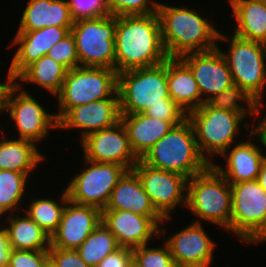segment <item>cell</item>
Instances as JSON below:
<instances>
[{
    "label": "cell",
    "mask_w": 266,
    "mask_h": 267,
    "mask_svg": "<svg viewBox=\"0 0 266 267\" xmlns=\"http://www.w3.org/2000/svg\"><path fill=\"white\" fill-rule=\"evenodd\" d=\"M230 233L242 244L266 242V191L257 180L230 184ZM254 244V245H253Z\"/></svg>",
    "instance_id": "9c48e42d"
},
{
    "label": "cell",
    "mask_w": 266,
    "mask_h": 267,
    "mask_svg": "<svg viewBox=\"0 0 266 267\" xmlns=\"http://www.w3.org/2000/svg\"><path fill=\"white\" fill-rule=\"evenodd\" d=\"M21 10L17 31H34L49 26L72 27L74 20L66 0H28Z\"/></svg>",
    "instance_id": "603a6c76"
},
{
    "label": "cell",
    "mask_w": 266,
    "mask_h": 267,
    "mask_svg": "<svg viewBox=\"0 0 266 267\" xmlns=\"http://www.w3.org/2000/svg\"><path fill=\"white\" fill-rule=\"evenodd\" d=\"M189 7L160 2L157 9L162 43L168 58L211 51L219 45L220 29L214 26L213 18H204L198 10Z\"/></svg>",
    "instance_id": "7a4b0ae2"
},
{
    "label": "cell",
    "mask_w": 266,
    "mask_h": 267,
    "mask_svg": "<svg viewBox=\"0 0 266 267\" xmlns=\"http://www.w3.org/2000/svg\"><path fill=\"white\" fill-rule=\"evenodd\" d=\"M119 248L114 234L101 222L76 250L88 266L96 267L105 257Z\"/></svg>",
    "instance_id": "1f68e13d"
},
{
    "label": "cell",
    "mask_w": 266,
    "mask_h": 267,
    "mask_svg": "<svg viewBox=\"0 0 266 267\" xmlns=\"http://www.w3.org/2000/svg\"><path fill=\"white\" fill-rule=\"evenodd\" d=\"M207 103L216 109L239 113L246 120V117L249 118V116L254 120L260 106L249 93L237 84H232L230 87L223 89L209 99Z\"/></svg>",
    "instance_id": "d6a6232c"
},
{
    "label": "cell",
    "mask_w": 266,
    "mask_h": 267,
    "mask_svg": "<svg viewBox=\"0 0 266 267\" xmlns=\"http://www.w3.org/2000/svg\"><path fill=\"white\" fill-rule=\"evenodd\" d=\"M234 29L232 34L266 44V3L261 0H227ZM235 21V22H234Z\"/></svg>",
    "instance_id": "cb8c5ba5"
},
{
    "label": "cell",
    "mask_w": 266,
    "mask_h": 267,
    "mask_svg": "<svg viewBox=\"0 0 266 267\" xmlns=\"http://www.w3.org/2000/svg\"><path fill=\"white\" fill-rule=\"evenodd\" d=\"M151 243L132 249L134 267H177L167 243L152 247Z\"/></svg>",
    "instance_id": "836d02e7"
},
{
    "label": "cell",
    "mask_w": 266,
    "mask_h": 267,
    "mask_svg": "<svg viewBox=\"0 0 266 267\" xmlns=\"http://www.w3.org/2000/svg\"><path fill=\"white\" fill-rule=\"evenodd\" d=\"M67 69L48 55H44L30 64L15 80L18 85H37L48 91L55 100L67 74Z\"/></svg>",
    "instance_id": "f1b7e54d"
},
{
    "label": "cell",
    "mask_w": 266,
    "mask_h": 267,
    "mask_svg": "<svg viewBox=\"0 0 266 267\" xmlns=\"http://www.w3.org/2000/svg\"><path fill=\"white\" fill-rule=\"evenodd\" d=\"M101 222L100 209L68 200L60 224L51 235V247L77 249Z\"/></svg>",
    "instance_id": "ffe728a7"
},
{
    "label": "cell",
    "mask_w": 266,
    "mask_h": 267,
    "mask_svg": "<svg viewBox=\"0 0 266 267\" xmlns=\"http://www.w3.org/2000/svg\"><path fill=\"white\" fill-rule=\"evenodd\" d=\"M82 166L80 172L74 173L75 175L66 183L67 186H64L68 199L102 211L109 201L111 192L128 169L119 164L94 162L85 158Z\"/></svg>",
    "instance_id": "7c38bea8"
},
{
    "label": "cell",
    "mask_w": 266,
    "mask_h": 267,
    "mask_svg": "<svg viewBox=\"0 0 266 267\" xmlns=\"http://www.w3.org/2000/svg\"><path fill=\"white\" fill-rule=\"evenodd\" d=\"M219 41L228 43L226 50L221 45L217 48L227 61L233 83L242 87L259 105L265 104L266 44L241 39L231 31L226 34L220 31Z\"/></svg>",
    "instance_id": "8992f818"
},
{
    "label": "cell",
    "mask_w": 266,
    "mask_h": 267,
    "mask_svg": "<svg viewBox=\"0 0 266 267\" xmlns=\"http://www.w3.org/2000/svg\"><path fill=\"white\" fill-rule=\"evenodd\" d=\"M188 120L193 125L198 150L209 164L215 162V156L242 141L241 131L251 132L254 125L239 113L213 108L207 102L190 111Z\"/></svg>",
    "instance_id": "3957f363"
},
{
    "label": "cell",
    "mask_w": 266,
    "mask_h": 267,
    "mask_svg": "<svg viewBox=\"0 0 266 267\" xmlns=\"http://www.w3.org/2000/svg\"><path fill=\"white\" fill-rule=\"evenodd\" d=\"M104 210H130L141 216L163 217L133 170H128L118 181Z\"/></svg>",
    "instance_id": "7402d4cb"
},
{
    "label": "cell",
    "mask_w": 266,
    "mask_h": 267,
    "mask_svg": "<svg viewBox=\"0 0 266 267\" xmlns=\"http://www.w3.org/2000/svg\"><path fill=\"white\" fill-rule=\"evenodd\" d=\"M0 131H2L0 132V170L25 173L31 178V174L36 171L40 163L48 161L49 157L40 152V146L28 140L8 138L7 131L1 129Z\"/></svg>",
    "instance_id": "d4e9b609"
},
{
    "label": "cell",
    "mask_w": 266,
    "mask_h": 267,
    "mask_svg": "<svg viewBox=\"0 0 266 267\" xmlns=\"http://www.w3.org/2000/svg\"><path fill=\"white\" fill-rule=\"evenodd\" d=\"M120 121L119 93L117 91L111 98L71 108L58 121V130H79L78 141H81L88 134L113 127Z\"/></svg>",
    "instance_id": "d6986e66"
},
{
    "label": "cell",
    "mask_w": 266,
    "mask_h": 267,
    "mask_svg": "<svg viewBox=\"0 0 266 267\" xmlns=\"http://www.w3.org/2000/svg\"><path fill=\"white\" fill-rule=\"evenodd\" d=\"M265 108H266L265 104L260 105L254 121L253 120H250V121L254 123L253 131L260 137L263 148L266 149V109ZM260 112H263V113H260ZM255 120H257L256 125H255ZM264 151H265L264 153L266 157V150Z\"/></svg>",
    "instance_id": "b9f144b4"
},
{
    "label": "cell",
    "mask_w": 266,
    "mask_h": 267,
    "mask_svg": "<svg viewBox=\"0 0 266 267\" xmlns=\"http://www.w3.org/2000/svg\"><path fill=\"white\" fill-rule=\"evenodd\" d=\"M79 143L83 150L82 159L89 161L119 164L132 170L139 160L130 146L122 121L113 127L88 134Z\"/></svg>",
    "instance_id": "9a60e30c"
},
{
    "label": "cell",
    "mask_w": 266,
    "mask_h": 267,
    "mask_svg": "<svg viewBox=\"0 0 266 267\" xmlns=\"http://www.w3.org/2000/svg\"><path fill=\"white\" fill-rule=\"evenodd\" d=\"M145 115L163 121H170L175 126L188 119V114L172 98L166 99V103H157L148 108Z\"/></svg>",
    "instance_id": "74e56055"
},
{
    "label": "cell",
    "mask_w": 266,
    "mask_h": 267,
    "mask_svg": "<svg viewBox=\"0 0 266 267\" xmlns=\"http://www.w3.org/2000/svg\"><path fill=\"white\" fill-rule=\"evenodd\" d=\"M5 80L6 81L2 80L3 82L0 80V114L1 115L4 114V97H5L6 90L13 81L8 73L6 74ZM1 115H0V118L2 117Z\"/></svg>",
    "instance_id": "ee69618b"
},
{
    "label": "cell",
    "mask_w": 266,
    "mask_h": 267,
    "mask_svg": "<svg viewBox=\"0 0 266 267\" xmlns=\"http://www.w3.org/2000/svg\"><path fill=\"white\" fill-rule=\"evenodd\" d=\"M74 21L110 16L108 0H66Z\"/></svg>",
    "instance_id": "d590c367"
},
{
    "label": "cell",
    "mask_w": 266,
    "mask_h": 267,
    "mask_svg": "<svg viewBox=\"0 0 266 267\" xmlns=\"http://www.w3.org/2000/svg\"><path fill=\"white\" fill-rule=\"evenodd\" d=\"M257 181L259 182L260 186L266 191V157L262 162Z\"/></svg>",
    "instance_id": "f6af8a7d"
},
{
    "label": "cell",
    "mask_w": 266,
    "mask_h": 267,
    "mask_svg": "<svg viewBox=\"0 0 266 267\" xmlns=\"http://www.w3.org/2000/svg\"><path fill=\"white\" fill-rule=\"evenodd\" d=\"M117 88L115 69L79 66L67 71L62 89L55 97L58 103L55 112L57 121L75 106L111 98Z\"/></svg>",
    "instance_id": "30bf717a"
},
{
    "label": "cell",
    "mask_w": 266,
    "mask_h": 267,
    "mask_svg": "<svg viewBox=\"0 0 266 267\" xmlns=\"http://www.w3.org/2000/svg\"><path fill=\"white\" fill-rule=\"evenodd\" d=\"M72 27L49 26L34 31H16L8 48L15 49L7 73L14 81L30 64L47 55L50 48L70 33ZM12 46V47H11Z\"/></svg>",
    "instance_id": "e0dca14e"
},
{
    "label": "cell",
    "mask_w": 266,
    "mask_h": 267,
    "mask_svg": "<svg viewBox=\"0 0 266 267\" xmlns=\"http://www.w3.org/2000/svg\"><path fill=\"white\" fill-rule=\"evenodd\" d=\"M116 16L80 19L70 30L79 65L115 69Z\"/></svg>",
    "instance_id": "8fae6325"
},
{
    "label": "cell",
    "mask_w": 266,
    "mask_h": 267,
    "mask_svg": "<svg viewBox=\"0 0 266 267\" xmlns=\"http://www.w3.org/2000/svg\"><path fill=\"white\" fill-rule=\"evenodd\" d=\"M11 250L8 235L0 225V267H6L8 265Z\"/></svg>",
    "instance_id": "7bdbcfd3"
},
{
    "label": "cell",
    "mask_w": 266,
    "mask_h": 267,
    "mask_svg": "<svg viewBox=\"0 0 266 267\" xmlns=\"http://www.w3.org/2000/svg\"><path fill=\"white\" fill-rule=\"evenodd\" d=\"M164 217H147L130 210H102V223L114 234L120 247L134 249L155 243ZM155 237V238H154Z\"/></svg>",
    "instance_id": "2e32d148"
},
{
    "label": "cell",
    "mask_w": 266,
    "mask_h": 267,
    "mask_svg": "<svg viewBox=\"0 0 266 267\" xmlns=\"http://www.w3.org/2000/svg\"><path fill=\"white\" fill-rule=\"evenodd\" d=\"M29 91L25 85L12 81L5 93L3 115L10 117L9 122L14 123L12 127L18 132L11 137L28 140L38 146L43 140L47 141L51 130H58V121L55 112L50 113L44 103H40Z\"/></svg>",
    "instance_id": "52a82bcc"
},
{
    "label": "cell",
    "mask_w": 266,
    "mask_h": 267,
    "mask_svg": "<svg viewBox=\"0 0 266 267\" xmlns=\"http://www.w3.org/2000/svg\"><path fill=\"white\" fill-rule=\"evenodd\" d=\"M244 135L245 141L233 144L220 156L224 159L222 165L212 164L230 184L257 180L265 158L260 137L253 130Z\"/></svg>",
    "instance_id": "ac0fdd59"
},
{
    "label": "cell",
    "mask_w": 266,
    "mask_h": 267,
    "mask_svg": "<svg viewBox=\"0 0 266 267\" xmlns=\"http://www.w3.org/2000/svg\"><path fill=\"white\" fill-rule=\"evenodd\" d=\"M96 267H133L132 249L120 247L105 257Z\"/></svg>",
    "instance_id": "60d3db41"
},
{
    "label": "cell",
    "mask_w": 266,
    "mask_h": 267,
    "mask_svg": "<svg viewBox=\"0 0 266 267\" xmlns=\"http://www.w3.org/2000/svg\"><path fill=\"white\" fill-rule=\"evenodd\" d=\"M49 261L56 267H90L79 256L76 249H48Z\"/></svg>",
    "instance_id": "ab89813d"
},
{
    "label": "cell",
    "mask_w": 266,
    "mask_h": 267,
    "mask_svg": "<svg viewBox=\"0 0 266 267\" xmlns=\"http://www.w3.org/2000/svg\"><path fill=\"white\" fill-rule=\"evenodd\" d=\"M3 217L5 218L3 219ZM3 217H1V226L8 235L11 249L48 250L50 248V235L33 221L25 211Z\"/></svg>",
    "instance_id": "484cf974"
},
{
    "label": "cell",
    "mask_w": 266,
    "mask_h": 267,
    "mask_svg": "<svg viewBox=\"0 0 266 267\" xmlns=\"http://www.w3.org/2000/svg\"><path fill=\"white\" fill-rule=\"evenodd\" d=\"M45 267H56V266L49 261Z\"/></svg>",
    "instance_id": "bcb514c9"
},
{
    "label": "cell",
    "mask_w": 266,
    "mask_h": 267,
    "mask_svg": "<svg viewBox=\"0 0 266 267\" xmlns=\"http://www.w3.org/2000/svg\"><path fill=\"white\" fill-rule=\"evenodd\" d=\"M186 208L193 214V222L215 224L230 233L232 189L212 164L188 179Z\"/></svg>",
    "instance_id": "277c9868"
},
{
    "label": "cell",
    "mask_w": 266,
    "mask_h": 267,
    "mask_svg": "<svg viewBox=\"0 0 266 267\" xmlns=\"http://www.w3.org/2000/svg\"><path fill=\"white\" fill-rule=\"evenodd\" d=\"M132 170L139 177L154 207L164 218L174 217L173 214L178 206L186 209L187 177L176 172L154 168L141 159Z\"/></svg>",
    "instance_id": "4fadbf2b"
},
{
    "label": "cell",
    "mask_w": 266,
    "mask_h": 267,
    "mask_svg": "<svg viewBox=\"0 0 266 267\" xmlns=\"http://www.w3.org/2000/svg\"><path fill=\"white\" fill-rule=\"evenodd\" d=\"M180 59L192 71L204 103L234 84L227 61L218 48L188 53Z\"/></svg>",
    "instance_id": "44dd1931"
},
{
    "label": "cell",
    "mask_w": 266,
    "mask_h": 267,
    "mask_svg": "<svg viewBox=\"0 0 266 267\" xmlns=\"http://www.w3.org/2000/svg\"><path fill=\"white\" fill-rule=\"evenodd\" d=\"M47 55L63 65L68 71L80 66L75 39L71 32L54 44Z\"/></svg>",
    "instance_id": "8d00e7d4"
},
{
    "label": "cell",
    "mask_w": 266,
    "mask_h": 267,
    "mask_svg": "<svg viewBox=\"0 0 266 267\" xmlns=\"http://www.w3.org/2000/svg\"><path fill=\"white\" fill-rule=\"evenodd\" d=\"M173 217H167L160 225V237L164 240L177 267H211L214 261L216 242L210 238L203 223L191 222L171 236H166L168 230L165 224ZM203 224V225H202ZM204 226V227H203ZM162 237V238H161ZM163 237H167L164 239Z\"/></svg>",
    "instance_id": "5bb4252c"
},
{
    "label": "cell",
    "mask_w": 266,
    "mask_h": 267,
    "mask_svg": "<svg viewBox=\"0 0 266 267\" xmlns=\"http://www.w3.org/2000/svg\"><path fill=\"white\" fill-rule=\"evenodd\" d=\"M161 1L158 0H108L113 16H135L156 13Z\"/></svg>",
    "instance_id": "e575fe53"
},
{
    "label": "cell",
    "mask_w": 266,
    "mask_h": 267,
    "mask_svg": "<svg viewBox=\"0 0 266 267\" xmlns=\"http://www.w3.org/2000/svg\"><path fill=\"white\" fill-rule=\"evenodd\" d=\"M141 160L149 166L176 172L188 179L210 165L198 150L194 128L188 119L172 128Z\"/></svg>",
    "instance_id": "5b68a950"
},
{
    "label": "cell",
    "mask_w": 266,
    "mask_h": 267,
    "mask_svg": "<svg viewBox=\"0 0 266 267\" xmlns=\"http://www.w3.org/2000/svg\"><path fill=\"white\" fill-rule=\"evenodd\" d=\"M168 59L157 12L116 16L115 70L117 74L151 67Z\"/></svg>",
    "instance_id": "6da1fadb"
},
{
    "label": "cell",
    "mask_w": 266,
    "mask_h": 267,
    "mask_svg": "<svg viewBox=\"0 0 266 267\" xmlns=\"http://www.w3.org/2000/svg\"><path fill=\"white\" fill-rule=\"evenodd\" d=\"M121 115L144 113L152 105L169 99L167 60L151 67L133 69L118 74Z\"/></svg>",
    "instance_id": "ba28073f"
},
{
    "label": "cell",
    "mask_w": 266,
    "mask_h": 267,
    "mask_svg": "<svg viewBox=\"0 0 266 267\" xmlns=\"http://www.w3.org/2000/svg\"><path fill=\"white\" fill-rule=\"evenodd\" d=\"M48 262V250L12 249L6 267H45Z\"/></svg>",
    "instance_id": "f35d334b"
},
{
    "label": "cell",
    "mask_w": 266,
    "mask_h": 267,
    "mask_svg": "<svg viewBox=\"0 0 266 267\" xmlns=\"http://www.w3.org/2000/svg\"><path fill=\"white\" fill-rule=\"evenodd\" d=\"M169 96L188 114L204 104L190 68L180 58L167 59Z\"/></svg>",
    "instance_id": "83f0119b"
},
{
    "label": "cell",
    "mask_w": 266,
    "mask_h": 267,
    "mask_svg": "<svg viewBox=\"0 0 266 267\" xmlns=\"http://www.w3.org/2000/svg\"><path fill=\"white\" fill-rule=\"evenodd\" d=\"M29 180L25 173L0 170V217L24 210V199L30 198L27 196Z\"/></svg>",
    "instance_id": "4dcf8cb0"
},
{
    "label": "cell",
    "mask_w": 266,
    "mask_h": 267,
    "mask_svg": "<svg viewBox=\"0 0 266 267\" xmlns=\"http://www.w3.org/2000/svg\"><path fill=\"white\" fill-rule=\"evenodd\" d=\"M121 121L126 127L130 146L139 159L175 127L170 121L159 120L144 113L121 115Z\"/></svg>",
    "instance_id": "4316f807"
},
{
    "label": "cell",
    "mask_w": 266,
    "mask_h": 267,
    "mask_svg": "<svg viewBox=\"0 0 266 267\" xmlns=\"http://www.w3.org/2000/svg\"><path fill=\"white\" fill-rule=\"evenodd\" d=\"M61 194H59V199H54L48 196L47 198L39 196H31L30 200L27 202L26 207H24V211L27 215L35 221L47 234L51 235L57 230L63 210L68 202V195L64 189L61 190ZM34 197V199H33ZM58 201V202H57Z\"/></svg>",
    "instance_id": "f546056e"
}]
</instances>
